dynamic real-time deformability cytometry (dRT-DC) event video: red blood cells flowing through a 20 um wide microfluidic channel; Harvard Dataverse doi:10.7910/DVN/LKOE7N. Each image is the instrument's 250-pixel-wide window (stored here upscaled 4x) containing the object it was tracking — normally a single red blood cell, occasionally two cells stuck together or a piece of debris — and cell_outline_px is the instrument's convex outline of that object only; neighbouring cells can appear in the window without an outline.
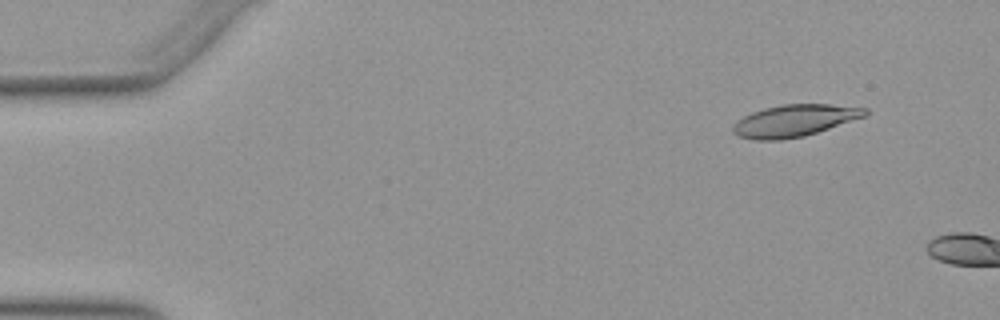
{"species": "Egyptian fruit bat (a non-hibernating species)", "species_latin": "Rousettus aegyptiacus", "temperature_condition": "warm", "stored_images_in_passage": 7, "camera_frame_rate_fps": 3000, "um_per_image_px": 0.085, "animal": {"sex": "female"}, "frame": {"image": 1, "passage_image": 5, "time_ms": 1.333, "image_size_px": [1000, 320], "cell_outline_px": [[868, 112], [864, 116], [804, 136], [780, 140], [752, 140], [736, 136], [732, 132], [732, 124], [736, 120], [752, 112], [764, 108], [780, 104], [828, 104], [868, 108]], "centroid_in_image_um": [67.44, 10.25], "position_along_channel_um": 17.6, "area_um2": 24.57}}